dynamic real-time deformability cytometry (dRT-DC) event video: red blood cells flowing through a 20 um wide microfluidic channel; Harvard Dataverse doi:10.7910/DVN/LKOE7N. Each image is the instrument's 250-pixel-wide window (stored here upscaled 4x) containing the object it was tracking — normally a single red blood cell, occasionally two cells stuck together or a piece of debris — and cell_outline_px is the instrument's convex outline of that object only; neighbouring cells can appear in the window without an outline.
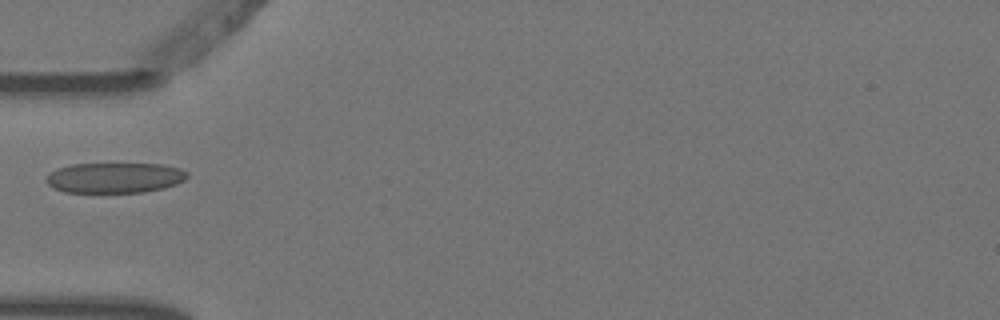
{"species": "Egyptian fruit bat (a non-hibernating species)", "species_latin": "Rousettus aegyptiacus", "temperature_condition": "warm", "stored_images_in_passage": 1, "camera_frame_rate_fps": 3000, "um_per_image_px": 0.085, "animal": {"sex": "female"}, "frame": {"image": 1, "passage_image": 1, "time_ms": 0.0, "image_size_px": [1000, 320], "cell_outline_px": [[188, 176], [184, 180], [176, 184], [164, 188], [144, 192], [64, 192], [52, 188], [44, 180], [56, 168], [72, 164], [164, 164], [180, 168], [188, 172]], "centroid_in_image_um": [9.76, 15.11], "position_along_channel_um": 75.2, "area_um2": 25.03}}